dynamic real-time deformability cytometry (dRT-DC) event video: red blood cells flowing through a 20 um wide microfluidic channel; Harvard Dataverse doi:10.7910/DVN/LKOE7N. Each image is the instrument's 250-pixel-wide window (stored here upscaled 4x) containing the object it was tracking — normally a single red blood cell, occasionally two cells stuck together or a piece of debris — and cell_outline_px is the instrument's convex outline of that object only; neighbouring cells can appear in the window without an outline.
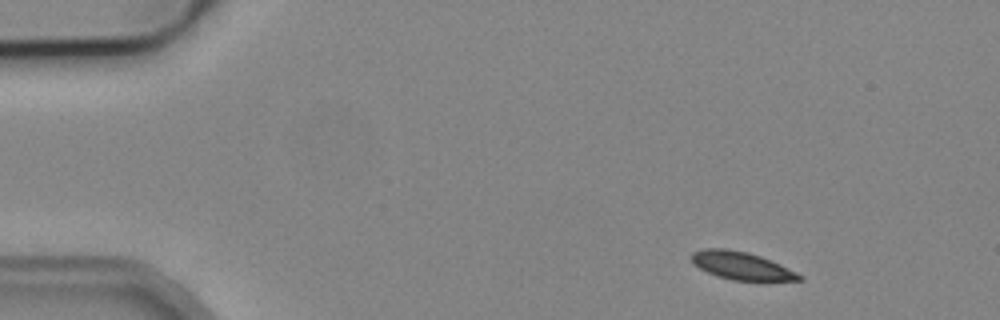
{"species": "common noctule bat (a hibernating species)", "species_latin": "Nyctalus noctula", "temperature_condition": "cold", "stored_images_in_passage": 6, "camera_frame_rate_fps": 3000, "um_per_image_px": 0.085, "animal": {"sex": "male", "body_mass_g": 19.2, "forearm_length_mm": 51.8}, "frame": {"image": 1, "passage_image": 1, "time_ms": 0.0, "image_size_px": [1000, 320], "cell_outline_px": [[804, 280], [764, 284], [760, 284], [732, 280], [708, 272], [692, 264], [688, 256], [692, 252], [704, 248], [728, 248], [748, 252], [760, 256], [780, 264], [804, 276]], "centroid_in_image_um": [63.1, 22.64], "position_along_channel_um": 21.9, "area_um2": 18.55}}
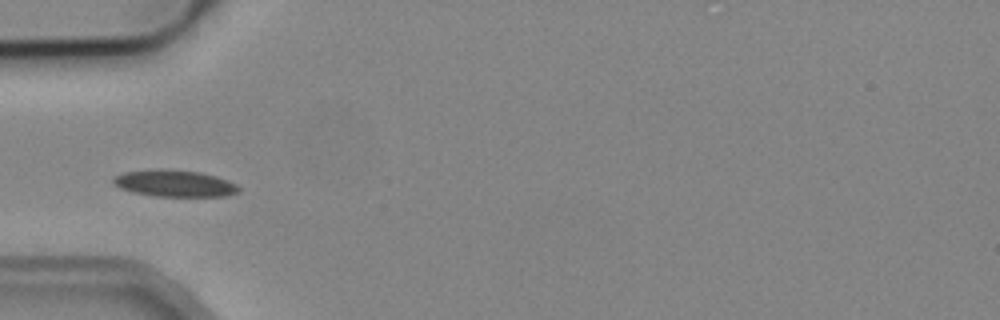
{"frame": {"image": 2, "passage_image": 3, "time_ms": 3.667, "image_size_px": [1000, 320], "cell_outline_px": [[240, 192], [228, 196], [156, 196], [132, 192], [120, 188], [112, 184], [112, 176], [124, 172], [160, 168], [200, 172], [216, 176], [228, 180], [236, 184], [240, 188]], "centroid_in_image_um": [14.82, 15.58], "position_along_channel_um": 70.2, "area_um2": 19.77}}
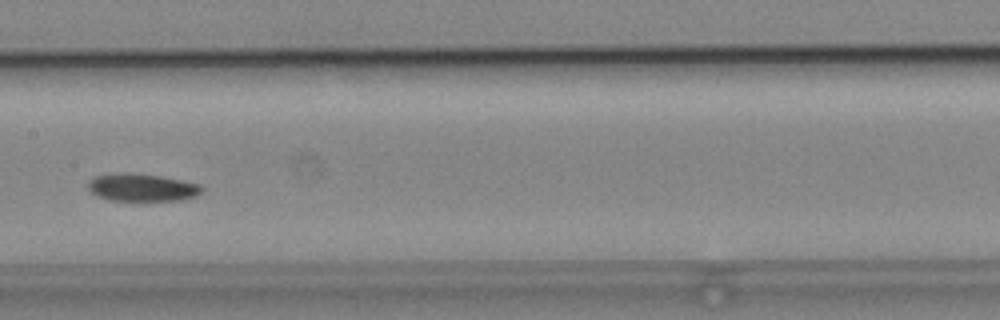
{"frame": {"image": 3, "passage_image": 6, "time_ms": 7.0, "image_size_px": [1000, 320], "cell_outline_px": [[204, 188], [196, 196], [180, 200], [140, 204], [108, 200], [96, 196], [88, 188], [88, 180], [96, 176], [160, 176], [200, 184]], "centroid_in_image_um": [12.12, 16.06], "position_along_channel_um": 195.3, "area_um2": 18.26}}